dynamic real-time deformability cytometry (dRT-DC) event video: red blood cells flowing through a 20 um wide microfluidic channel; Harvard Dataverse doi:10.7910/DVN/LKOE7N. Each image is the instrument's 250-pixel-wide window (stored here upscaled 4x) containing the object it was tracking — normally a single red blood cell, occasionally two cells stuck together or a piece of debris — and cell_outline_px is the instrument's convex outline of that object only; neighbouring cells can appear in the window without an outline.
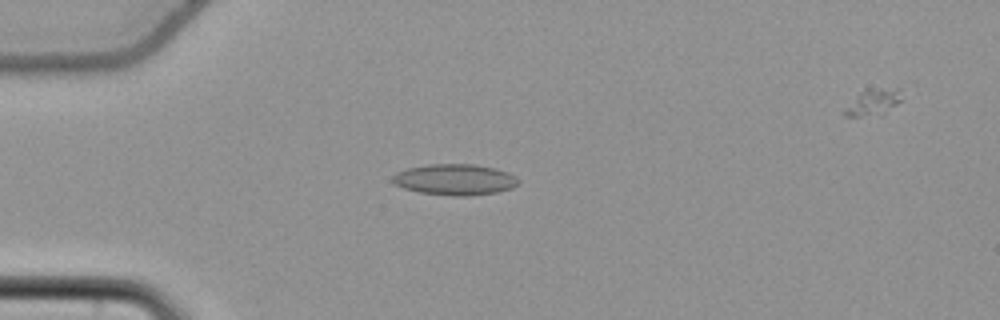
{"species": "common noctule bat (a hibernating species)", "species_latin": "Nyctalus noctula", "temperature_condition": "cold", "stored_images_in_passage": 54, "camera_frame_rate_fps": 3000, "um_per_image_px": 0.085, "animal": {"sex": "female", "body_mass_g": 22.7, "forearm_length_mm": 54.2}, "frame": {"image": 1, "passage_image": 14, "time_ms": 4.333, "image_size_px": [1000, 320], "cell_outline_px": [[520, 184], [512, 188], [496, 192], [468, 196], [452, 196], [420, 192], [404, 188], [392, 184], [392, 176], [396, 172], [408, 168], [428, 164], [476, 164], [496, 168], [508, 172], [516, 176], [520, 180]], "centroid_in_image_um": [38.68, 15.26], "position_along_channel_um": 46.3, "area_um2": 23.0}}
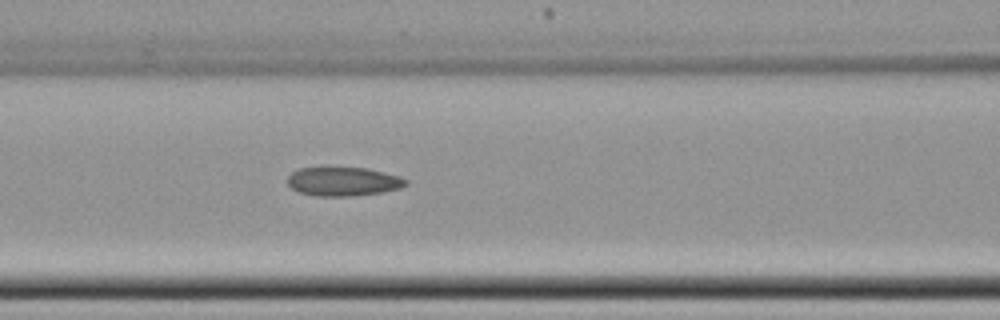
{"frame": {"image": 2, "passage_image": 23, "time_ms": 7.333, "image_size_px": [1000, 320], "cell_outline_px": [[408, 184], [400, 188], [384, 192], [352, 196], [316, 196], [300, 192], [292, 188], [288, 184], [288, 176], [292, 172], [300, 168], [368, 168], [400, 176], [408, 180]], "centroid_in_image_um": [29.22, 15.43], "position_along_channel_um": 137.4, "area_um2": 19.88}}
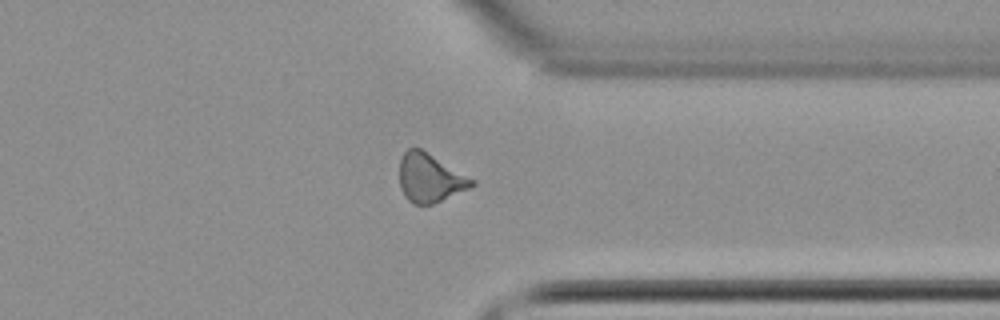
{"frame": {"image": 3, "passage_image": 42, "time_ms": 13.667, "image_size_px": [1000, 320], "cell_outline_px": [[476, 184], [468, 188], [432, 204], [416, 204], [408, 200], [404, 196], [400, 188], [400, 160], [404, 152], [408, 148], [420, 148], [476, 180]], "centroid_in_image_um": [36.53, 15.12], "position_along_channel_um": 374.9, "area_um2": 20.23}}